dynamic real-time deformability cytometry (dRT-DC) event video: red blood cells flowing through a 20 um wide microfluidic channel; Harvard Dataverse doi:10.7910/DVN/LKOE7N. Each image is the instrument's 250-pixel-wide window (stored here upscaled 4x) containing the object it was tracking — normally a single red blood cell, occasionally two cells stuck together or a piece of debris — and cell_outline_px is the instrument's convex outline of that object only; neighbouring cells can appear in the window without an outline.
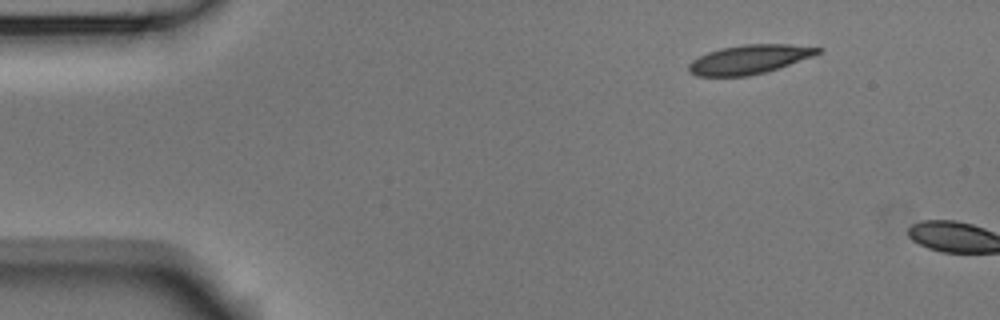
{"species": "Egyptian fruit bat (a non-hibernating species)", "species_latin": "Rousettus aegyptiacus", "temperature_condition": "room temperature", "stored_images_in_passage": 5, "segment_of_instrument_passage": [2, 2], "camera_frame_rate_fps": 3000, "um_per_image_px": 0.085, "animal": {"sex": "male"}, "frame": {"image": 1, "passage_image": 5, "time_ms": 1.333, "image_size_px": [1000, 320], "cell_outline_px": [[824, 48], [820, 52], [812, 56], [764, 72], [748, 76], [696, 76], [688, 72], [688, 64], [692, 60], [708, 52], [720, 48], [744, 44], [788, 44]], "centroid_in_image_um": [63.64, 5.04], "position_along_channel_um": 21.4, "area_um2": 21.62}}